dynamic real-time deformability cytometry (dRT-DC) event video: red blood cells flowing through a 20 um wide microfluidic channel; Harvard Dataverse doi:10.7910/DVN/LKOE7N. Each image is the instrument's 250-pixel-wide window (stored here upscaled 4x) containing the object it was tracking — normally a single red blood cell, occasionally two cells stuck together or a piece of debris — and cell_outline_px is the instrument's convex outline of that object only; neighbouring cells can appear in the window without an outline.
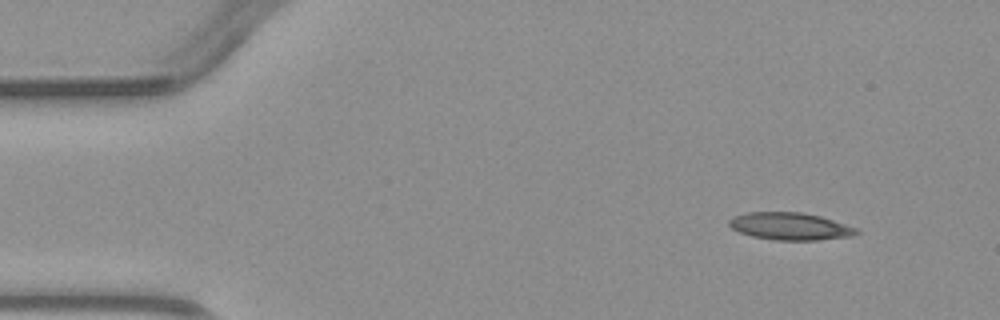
{"species": "common noctule bat (a hibernating species)", "species_latin": "Nyctalus noctula", "temperature_condition": "warm", "stored_images_in_passage": 3, "camera_frame_rate_fps": 3000, "um_per_image_px": 0.085, "animal": {"sex": "male", "body_mass_g": 23.1, "forearm_length_mm": 52.7}, "frame": {"image": 1, "passage_image": 1, "time_ms": 0.0, "image_size_px": [1000, 320], "cell_outline_px": [[860, 232], [852, 236], [816, 240], [776, 240], [752, 236], [740, 232], [732, 228], [728, 224], [728, 220], [732, 216], [744, 212], [800, 212], [820, 216], [860, 228]], "centroid_in_image_um": [67.17, 19.23], "position_along_channel_um": 17.8, "area_um2": 20.46}}